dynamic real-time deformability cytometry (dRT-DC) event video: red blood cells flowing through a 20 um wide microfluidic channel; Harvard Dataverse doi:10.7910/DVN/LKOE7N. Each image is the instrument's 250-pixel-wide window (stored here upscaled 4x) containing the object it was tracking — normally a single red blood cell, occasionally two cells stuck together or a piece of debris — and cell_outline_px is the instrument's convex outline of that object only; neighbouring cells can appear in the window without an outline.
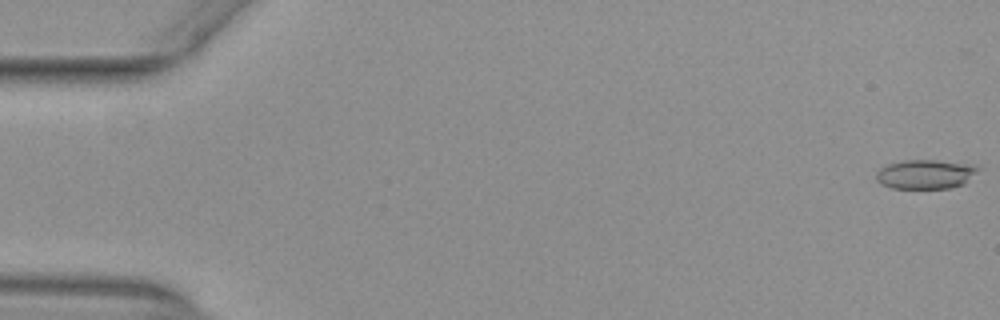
{"species": "common noctule bat (a hibernating species)", "species_latin": "Nyctalus noctula", "temperature_condition": "warm", "stored_images_in_passage": 53, "camera_frame_rate_fps": 3000, "um_per_image_px": 0.085, "animal": {"sex": "female", "body_mass_g": 29.2, "forearm_length_mm": 56.3}, "frame": {"image": 1, "passage_image": 1, "time_ms": 0.0, "image_size_px": [1000, 320], "cell_outline_px": [[980, 168], [964, 184], [948, 188], [892, 188], [880, 184], [876, 180], [876, 172], [880, 168], [888, 164], [904, 160], [936, 160], [976, 164]], "centroid_in_image_um": [78.66, 14.8], "position_along_channel_um": 6.3, "area_um2": 17.46}}
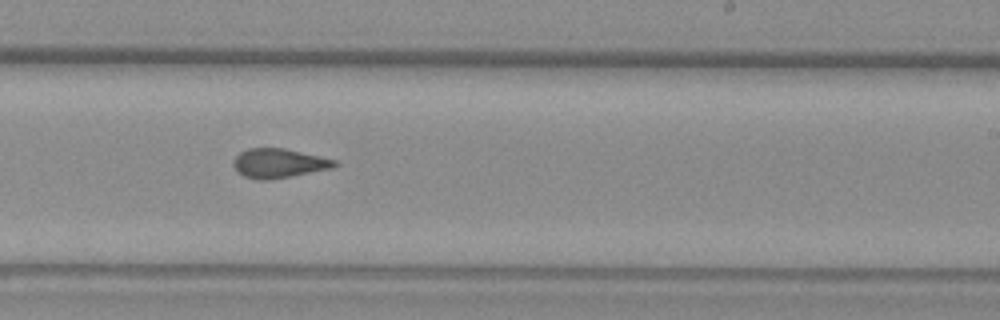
{"frame": {"image": 2, "passage_image": 33, "time_ms": 10.667, "image_size_px": [1000, 320], "cell_outline_px": [[340, 164], [332, 168], [268, 180], [260, 180], [244, 176], [236, 172], [232, 164], [236, 156], [240, 152], [248, 148], [284, 148], [336, 160]], "centroid_in_image_um": [23.67, 13.87], "position_along_channel_um": 265.3, "area_um2": 17.17}}
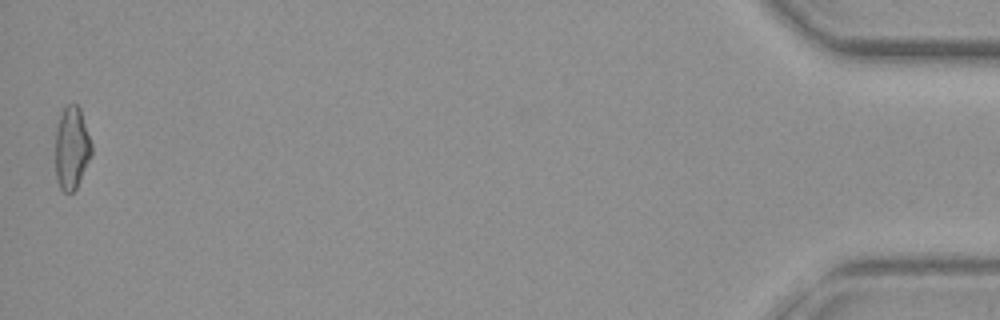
{"frame": {"image": 3, "passage_image": 53, "time_ms": 17.333, "image_size_px": [1000, 320], "cell_outline_px": [[92, 156], [76, 188], [72, 192], [64, 192], [60, 188], [56, 180], [56, 128], [60, 116], [64, 108], [68, 104], [76, 104], [80, 108], [92, 144]], "centroid_in_image_um": [6.1, 12.59], "position_along_channel_um": 429.1, "area_um2": 17.46}, "authors_computed_cell_mechanics": {"area_um2": 17.34, "velocity_mm_per_s": 3.9502, "shape_relaxation_time_tau1_ms": null, "shape_relaxation_time_tau2_ms": 2.1469, "deformation_change_tau1": null, "deformation_change_tau2": 0.0907}}